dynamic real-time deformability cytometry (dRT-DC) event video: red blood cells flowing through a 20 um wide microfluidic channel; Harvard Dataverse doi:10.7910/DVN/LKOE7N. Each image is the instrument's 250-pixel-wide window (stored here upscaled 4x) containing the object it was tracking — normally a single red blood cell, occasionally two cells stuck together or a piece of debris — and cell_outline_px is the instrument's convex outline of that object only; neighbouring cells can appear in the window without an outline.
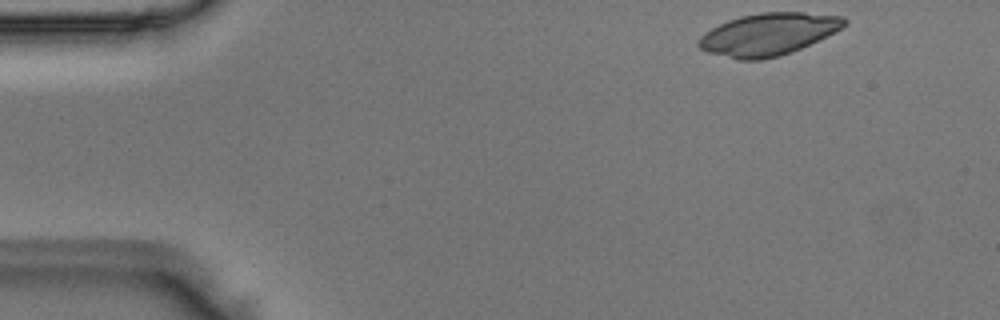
{"species": "Egyptian fruit bat (a non-hibernating species)", "species_latin": "Rousettus aegyptiacus", "temperature_condition": "room temperature", "stored_images_in_passage": 46, "camera_frame_rate_fps": 3000, "um_per_image_px": 0.085, "animal": {"sex": "male"}, "frame": {"image": 1, "passage_image": 1, "time_ms": 0.0, "image_size_px": [1000, 320], "cell_outline_px": [[848, 24], [792, 52], [780, 56], [760, 60], [740, 60], [708, 52], [700, 48], [696, 44], [696, 40], [700, 36], [712, 28], [728, 20], [740, 16], [760, 12], [804, 12], [844, 16], [848, 20]], "centroid_in_image_um": [65.28, 2.9], "position_along_channel_um": 19.7, "area_um2": 35.66}}